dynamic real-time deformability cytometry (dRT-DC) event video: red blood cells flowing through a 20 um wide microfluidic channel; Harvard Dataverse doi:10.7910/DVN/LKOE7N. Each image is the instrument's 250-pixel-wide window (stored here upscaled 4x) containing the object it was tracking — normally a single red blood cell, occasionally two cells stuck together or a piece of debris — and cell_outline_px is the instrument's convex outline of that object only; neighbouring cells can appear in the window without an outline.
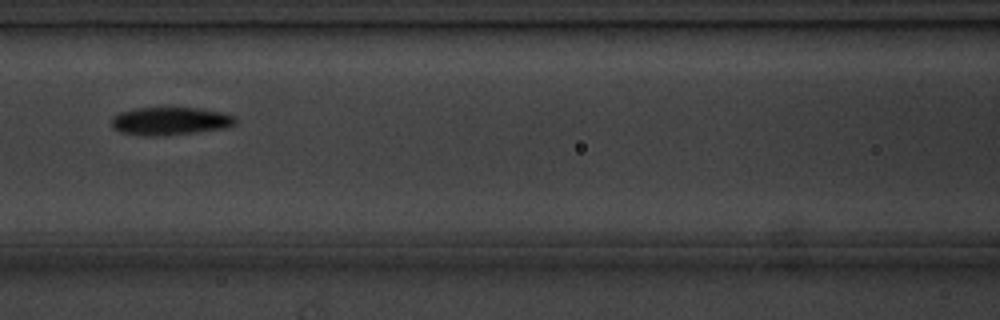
{"species": "common noctule bat (a hibernating species)", "species_latin": "Nyctalus noctula", "temperature_condition": "cold", "stored_images_in_passage": 15, "camera_frame_rate_fps": 3000, "um_per_image_px": 0.085, "animal": {"sex": "male", "body_mass_g": 20.1, "forearm_length_mm": 53.5}, "frame": {"image": 1, "passage_image": 7, "time_ms": 7.667, "image_size_px": [1000, 320], "cell_outline_px": [[236, 124], [224, 128], [196, 132], [160, 136], [144, 136], [120, 132], [112, 128], [112, 116], [120, 112], [136, 108], [200, 108], [224, 112], [236, 116]], "centroid_in_image_um": [14.47, 10.29], "position_along_channel_um": 152.1, "area_um2": 20.35}}
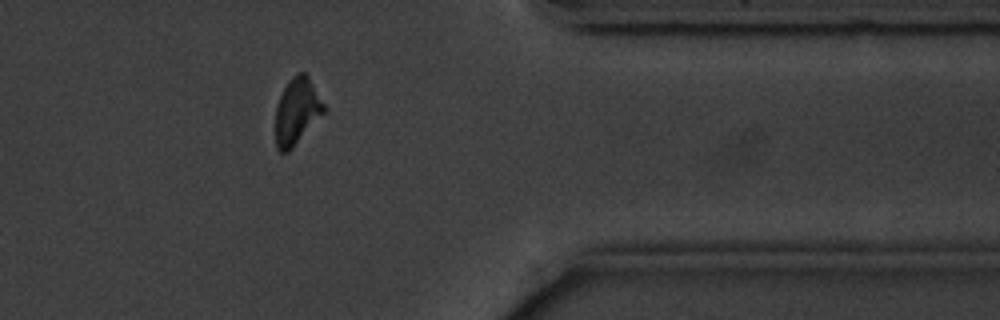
{"frame": {"image": 2, "passage_image": 13, "time_ms": 14.667, "image_size_px": [1000, 320], "cell_outline_px": [[324, 112], [292, 148], [288, 152], [280, 152], [276, 148], [276, 108], [280, 96], [288, 80], [292, 76], [300, 72], [304, 72], [308, 76], [324, 104]], "centroid_in_image_um": [25.21, 9.45], "position_along_channel_um": 386.2, "area_um2": 18.32}}
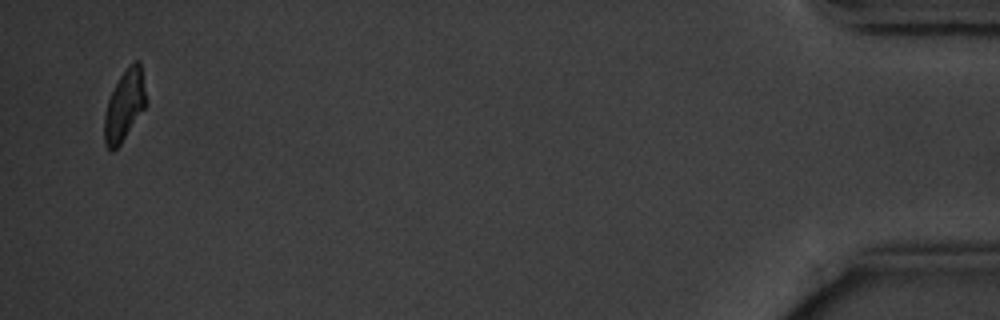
{"frame": {"image": 3, "passage_image": 15, "time_ms": 17.667, "image_size_px": [1000, 320], "cell_outline_px": [[148, 104], [120, 144], [112, 152], [108, 152], [104, 144], [104, 116], [108, 100], [120, 76], [128, 64], [132, 60], [140, 60]], "centroid_in_image_um": [10.59, 8.96], "position_along_channel_um": 424.6, "area_um2": 17.51}, "authors_computed_cell_mechanics": {"area_um2": 19.4786, "velocity_mm_per_s": 3.5796, "shape_relaxation_time_tau1_ms": 2.3955, "shape_relaxation_time_tau2_ms": 11.0382, "deformation_change_tau1": 0.1027, "deformation_change_tau2": 0.1851}}